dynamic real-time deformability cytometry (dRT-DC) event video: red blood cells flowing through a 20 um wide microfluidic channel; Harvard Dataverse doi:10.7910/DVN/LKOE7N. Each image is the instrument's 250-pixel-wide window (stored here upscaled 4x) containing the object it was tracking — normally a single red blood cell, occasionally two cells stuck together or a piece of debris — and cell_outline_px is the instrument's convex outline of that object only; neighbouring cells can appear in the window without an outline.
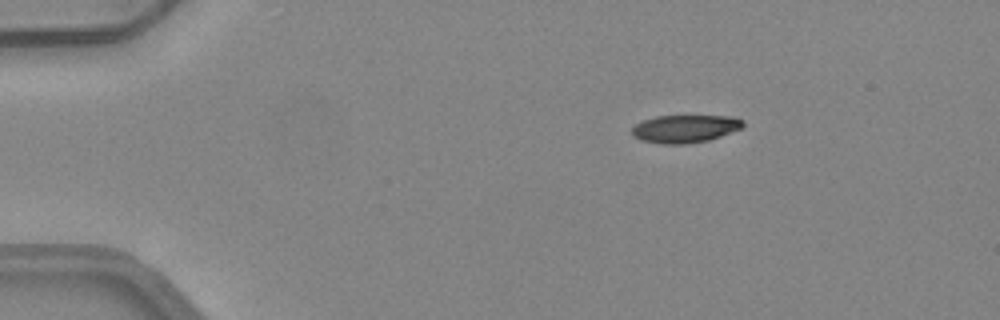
{"species": "common noctule bat (a hibernating species)", "species_latin": "Nyctalus noctula", "temperature_condition": "warm", "stored_images_in_passage": 49, "camera_frame_rate_fps": 3000, "um_per_image_px": 0.085, "animal": {"sex": "female", "body_mass_g": 24.6, "forearm_length_mm": 56.2}, "frame": {"image": 1, "passage_image": 8, "time_ms": 2.333, "image_size_px": [1000, 320], "cell_outline_px": [[744, 124], [740, 128], [720, 136], [708, 140], [684, 144], [660, 144], [640, 140], [632, 136], [632, 128], [636, 124], [644, 120], [656, 116], [732, 116], [744, 120]], "centroid_in_image_um": [58.19, 10.94], "position_along_channel_um": 26.8, "area_um2": 17.92}}
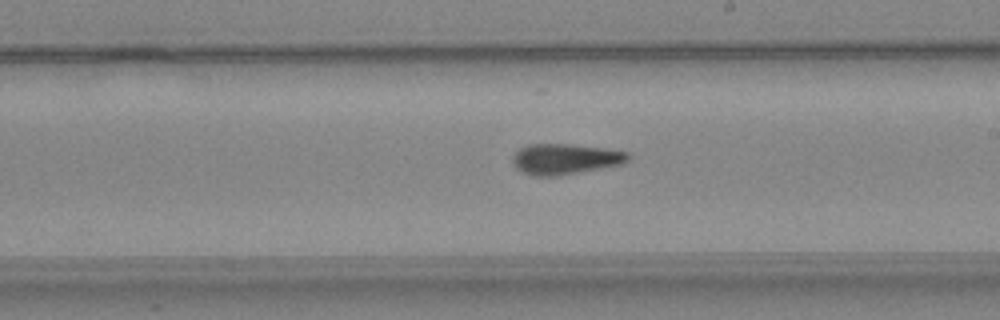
{"frame": {"image": 2, "passage_image": 29, "time_ms": 9.333, "image_size_px": [1000, 320], "cell_outline_px": [[628, 160], [624, 164], [556, 176], [532, 176], [516, 168], [512, 160], [512, 156], [520, 148], [528, 144], [572, 144], [628, 152]], "centroid_in_image_um": [48.01, 13.52], "position_along_channel_um": 241.0, "area_um2": 20.46}}
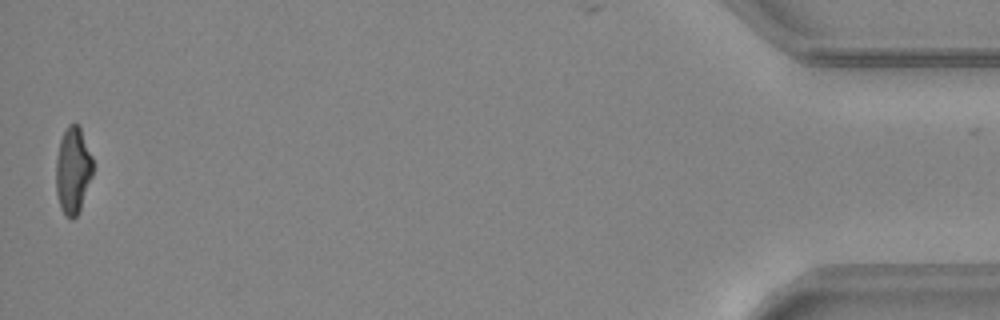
{"frame": {"image": 3, "passage_image": 49, "time_ms": 16.0, "image_size_px": [1000, 320], "cell_outline_px": [[92, 176], [80, 208], [76, 216], [72, 220], [60, 208], [56, 192], [56, 160], [60, 140], [68, 124], [80, 124], [92, 156]], "centroid_in_image_um": [6.2, 14.44], "position_along_channel_um": 429.0, "area_um2": 18.55}, "authors_computed_cell_mechanics": {"area_um2": 19.7098, "velocity_mm_per_s": 4.1899, "shape_relaxation_time_tau1_ms": 5.7995, "shape_relaxation_time_tau2_ms": 3.3945, "deformation_change_tau1": 0.2117, "deformation_change_tau2": 0.1269}}